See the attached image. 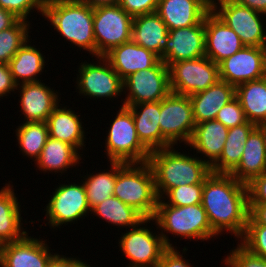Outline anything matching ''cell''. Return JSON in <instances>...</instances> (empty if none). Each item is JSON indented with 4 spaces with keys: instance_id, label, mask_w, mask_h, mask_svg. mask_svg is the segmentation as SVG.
I'll return each mask as SVG.
<instances>
[{
    "instance_id": "1",
    "label": "cell",
    "mask_w": 266,
    "mask_h": 267,
    "mask_svg": "<svg viewBox=\"0 0 266 267\" xmlns=\"http://www.w3.org/2000/svg\"><path fill=\"white\" fill-rule=\"evenodd\" d=\"M201 204L212 230L217 235L229 232L239 242L249 217L247 185L231 174L211 172L203 183Z\"/></svg>"
},
{
    "instance_id": "2",
    "label": "cell",
    "mask_w": 266,
    "mask_h": 267,
    "mask_svg": "<svg viewBox=\"0 0 266 267\" xmlns=\"http://www.w3.org/2000/svg\"><path fill=\"white\" fill-rule=\"evenodd\" d=\"M178 152L174 146L150 152V165L158 198L180 185L204 183L211 174V167L195 155Z\"/></svg>"
},
{
    "instance_id": "3",
    "label": "cell",
    "mask_w": 266,
    "mask_h": 267,
    "mask_svg": "<svg viewBox=\"0 0 266 267\" xmlns=\"http://www.w3.org/2000/svg\"><path fill=\"white\" fill-rule=\"evenodd\" d=\"M43 17L64 40L96 57L93 8L80 0H45Z\"/></svg>"
},
{
    "instance_id": "4",
    "label": "cell",
    "mask_w": 266,
    "mask_h": 267,
    "mask_svg": "<svg viewBox=\"0 0 266 267\" xmlns=\"http://www.w3.org/2000/svg\"><path fill=\"white\" fill-rule=\"evenodd\" d=\"M156 229L162 230L160 235L167 247H174L170 243L167 233L181 238L207 241L218 236L211 228L206 211L201 203L188 206H172L159 198L154 215ZM164 231V232H163ZM166 233V234H165Z\"/></svg>"
},
{
    "instance_id": "5",
    "label": "cell",
    "mask_w": 266,
    "mask_h": 267,
    "mask_svg": "<svg viewBox=\"0 0 266 267\" xmlns=\"http://www.w3.org/2000/svg\"><path fill=\"white\" fill-rule=\"evenodd\" d=\"M114 196L133 207L144 218H153L159 198L148 162H117Z\"/></svg>"
},
{
    "instance_id": "6",
    "label": "cell",
    "mask_w": 266,
    "mask_h": 267,
    "mask_svg": "<svg viewBox=\"0 0 266 267\" xmlns=\"http://www.w3.org/2000/svg\"><path fill=\"white\" fill-rule=\"evenodd\" d=\"M105 140V154L111 162H147L150 152L138 139L131 110L120 105Z\"/></svg>"
},
{
    "instance_id": "7",
    "label": "cell",
    "mask_w": 266,
    "mask_h": 267,
    "mask_svg": "<svg viewBox=\"0 0 266 267\" xmlns=\"http://www.w3.org/2000/svg\"><path fill=\"white\" fill-rule=\"evenodd\" d=\"M211 10L237 33L244 46L266 47L265 14L233 0H211Z\"/></svg>"
},
{
    "instance_id": "8",
    "label": "cell",
    "mask_w": 266,
    "mask_h": 267,
    "mask_svg": "<svg viewBox=\"0 0 266 267\" xmlns=\"http://www.w3.org/2000/svg\"><path fill=\"white\" fill-rule=\"evenodd\" d=\"M151 221L153 223L154 218H144L121 234L118 244L125 258L130 260L128 267H158L163 252L168 248L160 233H153L147 226Z\"/></svg>"
},
{
    "instance_id": "9",
    "label": "cell",
    "mask_w": 266,
    "mask_h": 267,
    "mask_svg": "<svg viewBox=\"0 0 266 267\" xmlns=\"http://www.w3.org/2000/svg\"><path fill=\"white\" fill-rule=\"evenodd\" d=\"M133 17L119 4L93 8V31L96 57L131 40Z\"/></svg>"
},
{
    "instance_id": "10",
    "label": "cell",
    "mask_w": 266,
    "mask_h": 267,
    "mask_svg": "<svg viewBox=\"0 0 266 267\" xmlns=\"http://www.w3.org/2000/svg\"><path fill=\"white\" fill-rule=\"evenodd\" d=\"M159 125L162 136L172 145L178 141L189 144L194 129L195 120L190 97L170 92L160 101Z\"/></svg>"
},
{
    "instance_id": "11",
    "label": "cell",
    "mask_w": 266,
    "mask_h": 267,
    "mask_svg": "<svg viewBox=\"0 0 266 267\" xmlns=\"http://www.w3.org/2000/svg\"><path fill=\"white\" fill-rule=\"evenodd\" d=\"M171 92L194 95L216 84L219 80V66L208 57L181 60L169 67Z\"/></svg>"
},
{
    "instance_id": "12",
    "label": "cell",
    "mask_w": 266,
    "mask_h": 267,
    "mask_svg": "<svg viewBox=\"0 0 266 267\" xmlns=\"http://www.w3.org/2000/svg\"><path fill=\"white\" fill-rule=\"evenodd\" d=\"M98 62H81L78 68L76 88L79 95L93 99L111 100L123 95V80L104 56L96 57ZM99 59V60H98Z\"/></svg>"
},
{
    "instance_id": "13",
    "label": "cell",
    "mask_w": 266,
    "mask_h": 267,
    "mask_svg": "<svg viewBox=\"0 0 266 267\" xmlns=\"http://www.w3.org/2000/svg\"><path fill=\"white\" fill-rule=\"evenodd\" d=\"M123 92L127 97L122 106L161 101L171 92L168 66L160 60L152 68L132 73L123 80Z\"/></svg>"
},
{
    "instance_id": "14",
    "label": "cell",
    "mask_w": 266,
    "mask_h": 267,
    "mask_svg": "<svg viewBox=\"0 0 266 267\" xmlns=\"http://www.w3.org/2000/svg\"><path fill=\"white\" fill-rule=\"evenodd\" d=\"M56 187L44 209L48 221L45 226L50 224L49 227L54 230L63 224L75 223L80 218L83 220L89 213L91 215L83 182L64 183Z\"/></svg>"
},
{
    "instance_id": "15",
    "label": "cell",
    "mask_w": 266,
    "mask_h": 267,
    "mask_svg": "<svg viewBox=\"0 0 266 267\" xmlns=\"http://www.w3.org/2000/svg\"><path fill=\"white\" fill-rule=\"evenodd\" d=\"M220 80L233 86L266 76V47L244 46L219 64Z\"/></svg>"
},
{
    "instance_id": "16",
    "label": "cell",
    "mask_w": 266,
    "mask_h": 267,
    "mask_svg": "<svg viewBox=\"0 0 266 267\" xmlns=\"http://www.w3.org/2000/svg\"><path fill=\"white\" fill-rule=\"evenodd\" d=\"M27 233L23 238L1 244L0 267H47L54 256L51 247ZM52 251V252H50Z\"/></svg>"
},
{
    "instance_id": "17",
    "label": "cell",
    "mask_w": 266,
    "mask_h": 267,
    "mask_svg": "<svg viewBox=\"0 0 266 267\" xmlns=\"http://www.w3.org/2000/svg\"><path fill=\"white\" fill-rule=\"evenodd\" d=\"M168 41L162 52V61L169 67L181 60L205 56L204 19L197 25L168 31Z\"/></svg>"
},
{
    "instance_id": "18",
    "label": "cell",
    "mask_w": 266,
    "mask_h": 267,
    "mask_svg": "<svg viewBox=\"0 0 266 267\" xmlns=\"http://www.w3.org/2000/svg\"><path fill=\"white\" fill-rule=\"evenodd\" d=\"M204 28L205 56L215 64H219L244 47L237 33L212 10L204 18Z\"/></svg>"
},
{
    "instance_id": "19",
    "label": "cell",
    "mask_w": 266,
    "mask_h": 267,
    "mask_svg": "<svg viewBox=\"0 0 266 267\" xmlns=\"http://www.w3.org/2000/svg\"><path fill=\"white\" fill-rule=\"evenodd\" d=\"M16 90L20 92L23 122H46L61 101L59 93L41 81L18 84Z\"/></svg>"
},
{
    "instance_id": "20",
    "label": "cell",
    "mask_w": 266,
    "mask_h": 267,
    "mask_svg": "<svg viewBox=\"0 0 266 267\" xmlns=\"http://www.w3.org/2000/svg\"><path fill=\"white\" fill-rule=\"evenodd\" d=\"M211 10V0H160L156 13L168 30L199 24Z\"/></svg>"
},
{
    "instance_id": "21",
    "label": "cell",
    "mask_w": 266,
    "mask_h": 267,
    "mask_svg": "<svg viewBox=\"0 0 266 267\" xmlns=\"http://www.w3.org/2000/svg\"><path fill=\"white\" fill-rule=\"evenodd\" d=\"M126 107L132 112L138 139L149 152L172 146L161 134L159 125L160 101Z\"/></svg>"
},
{
    "instance_id": "22",
    "label": "cell",
    "mask_w": 266,
    "mask_h": 267,
    "mask_svg": "<svg viewBox=\"0 0 266 267\" xmlns=\"http://www.w3.org/2000/svg\"><path fill=\"white\" fill-rule=\"evenodd\" d=\"M122 80L132 73L154 67L161 59L132 40L113 48L104 56Z\"/></svg>"
},
{
    "instance_id": "23",
    "label": "cell",
    "mask_w": 266,
    "mask_h": 267,
    "mask_svg": "<svg viewBox=\"0 0 266 267\" xmlns=\"http://www.w3.org/2000/svg\"><path fill=\"white\" fill-rule=\"evenodd\" d=\"M228 130L215 119L197 123L188 146L196 150L195 155L202 154V160L211 167L222 154Z\"/></svg>"
},
{
    "instance_id": "24",
    "label": "cell",
    "mask_w": 266,
    "mask_h": 267,
    "mask_svg": "<svg viewBox=\"0 0 266 267\" xmlns=\"http://www.w3.org/2000/svg\"><path fill=\"white\" fill-rule=\"evenodd\" d=\"M168 31L156 12L144 14L133 18L131 40L154 52L162 60V52L169 37Z\"/></svg>"
},
{
    "instance_id": "25",
    "label": "cell",
    "mask_w": 266,
    "mask_h": 267,
    "mask_svg": "<svg viewBox=\"0 0 266 267\" xmlns=\"http://www.w3.org/2000/svg\"><path fill=\"white\" fill-rule=\"evenodd\" d=\"M195 123L214 120L219 110L235 98V86L219 80L206 90L190 95Z\"/></svg>"
},
{
    "instance_id": "26",
    "label": "cell",
    "mask_w": 266,
    "mask_h": 267,
    "mask_svg": "<svg viewBox=\"0 0 266 267\" xmlns=\"http://www.w3.org/2000/svg\"><path fill=\"white\" fill-rule=\"evenodd\" d=\"M48 125L49 137L64 141L73 145L79 152L85 147V130L79 114L74 110L62 108L59 104L46 121Z\"/></svg>"
},
{
    "instance_id": "27",
    "label": "cell",
    "mask_w": 266,
    "mask_h": 267,
    "mask_svg": "<svg viewBox=\"0 0 266 267\" xmlns=\"http://www.w3.org/2000/svg\"><path fill=\"white\" fill-rule=\"evenodd\" d=\"M71 144L49 137L45 143L39 158L35 161L38 170L46 172L65 173L67 169L81 164L83 154Z\"/></svg>"
},
{
    "instance_id": "28",
    "label": "cell",
    "mask_w": 266,
    "mask_h": 267,
    "mask_svg": "<svg viewBox=\"0 0 266 267\" xmlns=\"http://www.w3.org/2000/svg\"><path fill=\"white\" fill-rule=\"evenodd\" d=\"M17 198L10 182L0 190V244L17 241L27 234Z\"/></svg>"
},
{
    "instance_id": "29",
    "label": "cell",
    "mask_w": 266,
    "mask_h": 267,
    "mask_svg": "<svg viewBox=\"0 0 266 267\" xmlns=\"http://www.w3.org/2000/svg\"><path fill=\"white\" fill-rule=\"evenodd\" d=\"M266 171V148L261 132L255 128L248 136L238 166L230 173L239 182L248 184Z\"/></svg>"
},
{
    "instance_id": "30",
    "label": "cell",
    "mask_w": 266,
    "mask_h": 267,
    "mask_svg": "<svg viewBox=\"0 0 266 267\" xmlns=\"http://www.w3.org/2000/svg\"><path fill=\"white\" fill-rule=\"evenodd\" d=\"M31 40L28 39L23 46L17 51L15 56L9 62V68L14 82L18 84L39 82L38 75L44 72L45 55L40 51V48L31 46ZM30 44V45H29ZM43 70V71H42Z\"/></svg>"
},
{
    "instance_id": "31",
    "label": "cell",
    "mask_w": 266,
    "mask_h": 267,
    "mask_svg": "<svg viewBox=\"0 0 266 267\" xmlns=\"http://www.w3.org/2000/svg\"><path fill=\"white\" fill-rule=\"evenodd\" d=\"M255 128L256 125L249 121L229 128L222 154L211 166L213 173L230 174L238 166L248 136Z\"/></svg>"
},
{
    "instance_id": "32",
    "label": "cell",
    "mask_w": 266,
    "mask_h": 267,
    "mask_svg": "<svg viewBox=\"0 0 266 267\" xmlns=\"http://www.w3.org/2000/svg\"><path fill=\"white\" fill-rule=\"evenodd\" d=\"M235 97L247 121L255 125L266 121V76L236 86Z\"/></svg>"
},
{
    "instance_id": "33",
    "label": "cell",
    "mask_w": 266,
    "mask_h": 267,
    "mask_svg": "<svg viewBox=\"0 0 266 267\" xmlns=\"http://www.w3.org/2000/svg\"><path fill=\"white\" fill-rule=\"evenodd\" d=\"M91 214L97 215L99 219L102 218V220H105L108 224L116 225L118 228L135 227L144 219L138 211L126 205L114 195L96 205L91 210Z\"/></svg>"
},
{
    "instance_id": "34",
    "label": "cell",
    "mask_w": 266,
    "mask_h": 267,
    "mask_svg": "<svg viewBox=\"0 0 266 267\" xmlns=\"http://www.w3.org/2000/svg\"><path fill=\"white\" fill-rule=\"evenodd\" d=\"M110 170L86 174L81 181L86 190L87 202L92 210L103 200L114 195V186L117 177V162H110ZM85 180V181H84Z\"/></svg>"
},
{
    "instance_id": "35",
    "label": "cell",
    "mask_w": 266,
    "mask_h": 267,
    "mask_svg": "<svg viewBox=\"0 0 266 267\" xmlns=\"http://www.w3.org/2000/svg\"><path fill=\"white\" fill-rule=\"evenodd\" d=\"M17 127L15 132L20 152L36 161L49 138L47 122H23Z\"/></svg>"
},
{
    "instance_id": "36",
    "label": "cell",
    "mask_w": 266,
    "mask_h": 267,
    "mask_svg": "<svg viewBox=\"0 0 266 267\" xmlns=\"http://www.w3.org/2000/svg\"><path fill=\"white\" fill-rule=\"evenodd\" d=\"M30 21L19 19L9 29L0 31V63L9 64L17 51L31 37Z\"/></svg>"
},
{
    "instance_id": "37",
    "label": "cell",
    "mask_w": 266,
    "mask_h": 267,
    "mask_svg": "<svg viewBox=\"0 0 266 267\" xmlns=\"http://www.w3.org/2000/svg\"><path fill=\"white\" fill-rule=\"evenodd\" d=\"M203 183L180 185L170 189L161 199L172 206H188L202 203Z\"/></svg>"
},
{
    "instance_id": "38",
    "label": "cell",
    "mask_w": 266,
    "mask_h": 267,
    "mask_svg": "<svg viewBox=\"0 0 266 267\" xmlns=\"http://www.w3.org/2000/svg\"><path fill=\"white\" fill-rule=\"evenodd\" d=\"M239 241L250 253L266 259V225H247Z\"/></svg>"
},
{
    "instance_id": "39",
    "label": "cell",
    "mask_w": 266,
    "mask_h": 267,
    "mask_svg": "<svg viewBox=\"0 0 266 267\" xmlns=\"http://www.w3.org/2000/svg\"><path fill=\"white\" fill-rule=\"evenodd\" d=\"M225 267H266V259L250 253L240 243L223 259Z\"/></svg>"
},
{
    "instance_id": "40",
    "label": "cell",
    "mask_w": 266,
    "mask_h": 267,
    "mask_svg": "<svg viewBox=\"0 0 266 267\" xmlns=\"http://www.w3.org/2000/svg\"><path fill=\"white\" fill-rule=\"evenodd\" d=\"M44 1L45 0H0V7L12 12L19 19H28V21H30L28 18L29 14L35 10L43 16Z\"/></svg>"
},
{
    "instance_id": "41",
    "label": "cell",
    "mask_w": 266,
    "mask_h": 267,
    "mask_svg": "<svg viewBox=\"0 0 266 267\" xmlns=\"http://www.w3.org/2000/svg\"><path fill=\"white\" fill-rule=\"evenodd\" d=\"M215 120L220 121L227 128L239 126L247 122L244 110L236 97L219 110Z\"/></svg>"
},
{
    "instance_id": "42",
    "label": "cell",
    "mask_w": 266,
    "mask_h": 267,
    "mask_svg": "<svg viewBox=\"0 0 266 267\" xmlns=\"http://www.w3.org/2000/svg\"><path fill=\"white\" fill-rule=\"evenodd\" d=\"M159 1L160 0H120L119 6L134 18L156 12Z\"/></svg>"
},
{
    "instance_id": "43",
    "label": "cell",
    "mask_w": 266,
    "mask_h": 267,
    "mask_svg": "<svg viewBox=\"0 0 266 267\" xmlns=\"http://www.w3.org/2000/svg\"><path fill=\"white\" fill-rule=\"evenodd\" d=\"M248 203L266 204V171L247 184Z\"/></svg>"
},
{
    "instance_id": "44",
    "label": "cell",
    "mask_w": 266,
    "mask_h": 267,
    "mask_svg": "<svg viewBox=\"0 0 266 267\" xmlns=\"http://www.w3.org/2000/svg\"><path fill=\"white\" fill-rule=\"evenodd\" d=\"M176 247H168L162 254L158 267H193Z\"/></svg>"
},
{
    "instance_id": "45",
    "label": "cell",
    "mask_w": 266,
    "mask_h": 267,
    "mask_svg": "<svg viewBox=\"0 0 266 267\" xmlns=\"http://www.w3.org/2000/svg\"><path fill=\"white\" fill-rule=\"evenodd\" d=\"M16 88L17 84L13 80L9 65L0 63V98L9 96Z\"/></svg>"
},
{
    "instance_id": "46",
    "label": "cell",
    "mask_w": 266,
    "mask_h": 267,
    "mask_svg": "<svg viewBox=\"0 0 266 267\" xmlns=\"http://www.w3.org/2000/svg\"><path fill=\"white\" fill-rule=\"evenodd\" d=\"M249 217L247 225H266V204L248 203Z\"/></svg>"
},
{
    "instance_id": "47",
    "label": "cell",
    "mask_w": 266,
    "mask_h": 267,
    "mask_svg": "<svg viewBox=\"0 0 266 267\" xmlns=\"http://www.w3.org/2000/svg\"><path fill=\"white\" fill-rule=\"evenodd\" d=\"M18 20L19 18H17L12 12L0 7V31L9 29Z\"/></svg>"
},
{
    "instance_id": "48",
    "label": "cell",
    "mask_w": 266,
    "mask_h": 267,
    "mask_svg": "<svg viewBox=\"0 0 266 267\" xmlns=\"http://www.w3.org/2000/svg\"><path fill=\"white\" fill-rule=\"evenodd\" d=\"M47 267H75V258H69L67 256L54 254L48 263Z\"/></svg>"
},
{
    "instance_id": "49",
    "label": "cell",
    "mask_w": 266,
    "mask_h": 267,
    "mask_svg": "<svg viewBox=\"0 0 266 267\" xmlns=\"http://www.w3.org/2000/svg\"><path fill=\"white\" fill-rule=\"evenodd\" d=\"M233 1L266 15V0H233Z\"/></svg>"
},
{
    "instance_id": "50",
    "label": "cell",
    "mask_w": 266,
    "mask_h": 267,
    "mask_svg": "<svg viewBox=\"0 0 266 267\" xmlns=\"http://www.w3.org/2000/svg\"><path fill=\"white\" fill-rule=\"evenodd\" d=\"M84 4H87L91 8H96L100 6H107V5H116L119 4L120 0H80Z\"/></svg>"
},
{
    "instance_id": "51",
    "label": "cell",
    "mask_w": 266,
    "mask_h": 267,
    "mask_svg": "<svg viewBox=\"0 0 266 267\" xmlns=\"http://www.w3.org/2000/svg\"><path fill=\"white\" fill-rule=\"evenodd\" d=\"M256 128L261 132L263 140H264V145H265V148H266V121L257 124Z\"/></svg>"
},
{
    "instance_id": "52",
    "label": "cell",
    "mask_w": 266,
    "mask_h": 267,
    "mask_svg": "<svg viewBox=\"0 0 266 267\" xmlns=\"http://www.w3.org/2000/svg\"><path fill=\"white\" fill-rule=\"evenodd\" d=\"M75 267H91L87 262L75 257Z\"/></svg>"
}]
</instances>
